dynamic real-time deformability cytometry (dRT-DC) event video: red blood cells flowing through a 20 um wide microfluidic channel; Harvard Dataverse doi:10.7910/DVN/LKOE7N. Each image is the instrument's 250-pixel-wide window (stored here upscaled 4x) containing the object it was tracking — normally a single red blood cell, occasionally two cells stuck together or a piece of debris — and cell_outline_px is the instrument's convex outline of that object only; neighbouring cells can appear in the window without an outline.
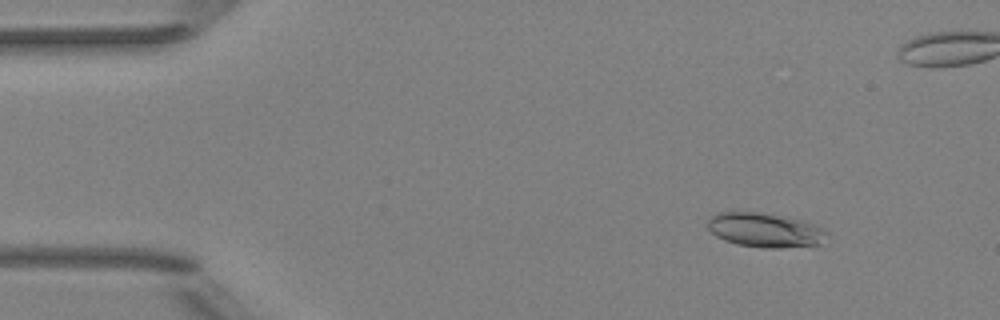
{"species": "Egyptian fruit bat (a non-hibernating species)", "species_latin": "Rousettus aegyptiacus", "temperature_condition": "room temperature", "stored_images_in_passage": 7, "segment_of_instrument_passage": [1, 2], "camera_frame_rate_fps": 3000, "um_per_image_px": 0.085, "animal": {"sex": "female"}, "frame": {"image": 1, "passage_image": 2, "time_ms": 1.333, "image_size_px": [1000, 320], "cell_outline_px": [[824, 232], [820, 244], [812, 248], [764, 248], [736, 244], [724, 240], [716, 236], [708, 228], [708, 220], [716, 212], [756, 212], [788, 216], [816, 224]], "centroid_in_image_um": [65.03, 19.57], "position_along_channel_um": 20.0, "area_um2": 24.1}}
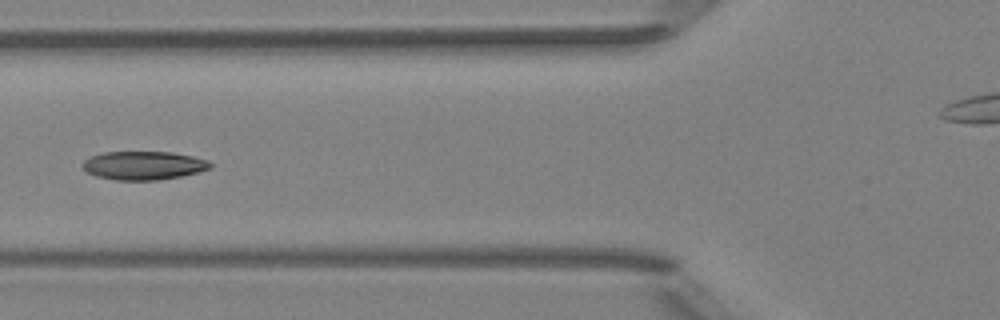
{"frame": {"image": 2, "passage_image": 6, "time_ms": 6.0, "image_size_px": [1000, 320], "cell_outline_px": [[212, 168], [180, 176], [160, 180], [116, 180], [96, 176], [88, 172], [84, 168], [84, 160], [88, 156], [104, 152], [172, 152], [192, 156], [208, 160], [212, 164]], "centroid_in_image_um": [12.21, 14.06], "position_along_channel_um": 113.6, "area_um2": 21.15}}